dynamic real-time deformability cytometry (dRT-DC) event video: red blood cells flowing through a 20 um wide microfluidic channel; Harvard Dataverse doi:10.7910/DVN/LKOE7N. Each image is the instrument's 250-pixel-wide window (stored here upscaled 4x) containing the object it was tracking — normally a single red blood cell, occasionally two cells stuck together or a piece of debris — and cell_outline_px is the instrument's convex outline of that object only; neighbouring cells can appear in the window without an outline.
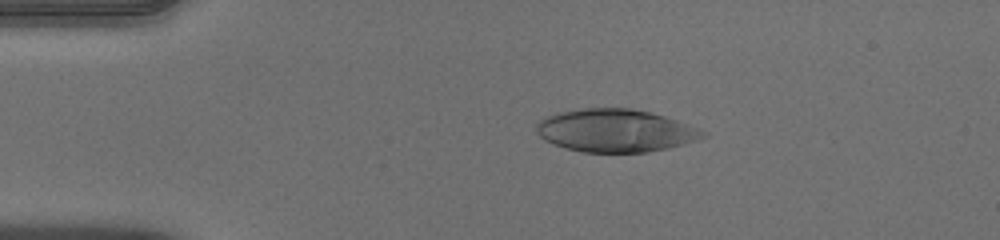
{"species": "human", "species_latin": "Homo sapiens", "temperature_condition": "warm", "stored_images_in_passage": 52, "camera_frame_rate_fps": 3000, "um_per_image_px": 0.085, "donor": {"sex": "male"}, "frame": {"image": 1, "passage_image": 11, "time_ms": 3.333, "image_size_px": [1000, 240], "cell_outline_px": [[708, 136], [696, 140], [668, 148], [648, 152], [584, 152], [564, 148], [544, 140], [536, 132], [536, 124], [540, 120], [548, 116], [560, 112], [584, 108], [632, 108], [664, 116], [676, 120], [708, 132]], "centroid_in_image_um": [52.31, 11.1], "position_along_channel_um": 32.7, "area_um2": 41.38}}
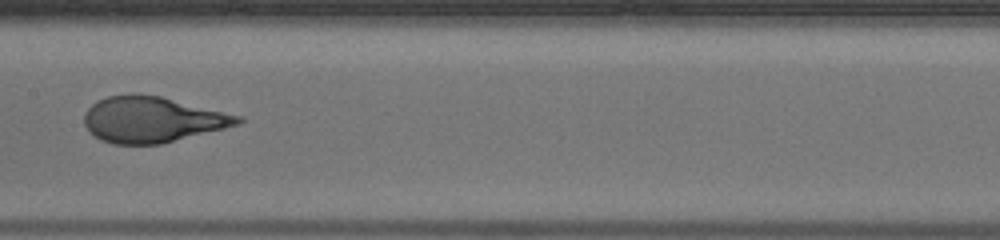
{"frame": {"image": 2, "passage_image": 27, "time_ms": 8.667, "image_size_px": [1000, 240], "cell_outline_px": [[244, 120], [240, 124], [160, 144], [112, 144], [100, 140], [88, 132], [84, 124], [84, 116], [88, 108], [92, 104], [108, 96], [132, 92], [136, 92], [160, 96], [244, 116]], "centroid_in_image_um": [12.93, 10.15], "position_along_channel_um": 194.5, "area_um2": 41.27}}
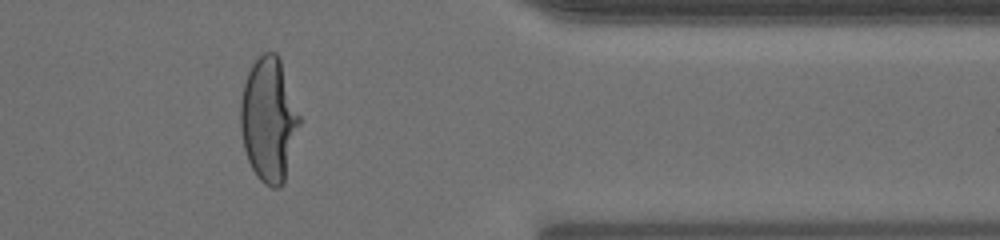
{"frame": {"image": 3, "passage_image": 43, "time_ms": 14.0, "image_size_px": [1000, 240], "cell_outline_px": [[300, 124], [284, 180], [280, 188], [272, 188], [264, 184], [256, 176], [248, 160], [244, 148], [240, 128], [240, 100], [244, 84], [248, 72], [256, 56], [264, 52], [276, 52], [280, 60], [300, 116]], "centroid_in_image_um": [22.82, 10.16], "position_along_channel_um": 388.6, "area_um2": 42.48}, "authors_computed_cell_mechanics": {"area_um2": 42.3096, "velocity_mm_per_s": 3.9724, "shape_relaxation_time_tau1_ms": 5.737, "shape_relaxation_time_tau2_ms": null, "deformation_change_tau1": 0.2997, "deformation_change_tau2": null}}